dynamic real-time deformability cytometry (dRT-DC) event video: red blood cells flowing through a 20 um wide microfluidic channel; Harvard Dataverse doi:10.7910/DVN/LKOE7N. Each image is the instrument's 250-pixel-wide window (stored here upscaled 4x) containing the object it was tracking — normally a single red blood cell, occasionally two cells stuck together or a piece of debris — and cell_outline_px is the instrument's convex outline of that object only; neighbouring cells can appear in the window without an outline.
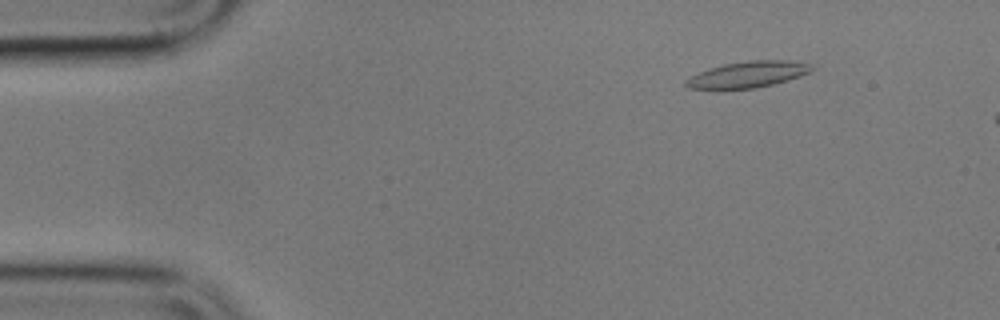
{"species": "common noctule bat (a hibernating species)", "species_latin": "Nyctalus noctula", "temperature_condition": "cold", "stored_images_in_passage": 6, "camera_frame_rate_fps": 3000, "um_per_image_px": 0.085, "animal": {"sex": "male", "body_mass_g": 17.9}, "frame": {"image": 1, "passage_image": 3, "time_ms": 2.333, "image_size_px": [1000, 320], "cell_outline_px": [[816, 68], [800, 76], [788, 80], [756, 88], [684, 88], [684, 80], [708, 68], [724, 64], [748, 60], [788, 60], [812, 64]], "centroid_in_image_um": [63.59, 6.31], "position_along_channel_um": 21.4, "area_um2": 19.07}}